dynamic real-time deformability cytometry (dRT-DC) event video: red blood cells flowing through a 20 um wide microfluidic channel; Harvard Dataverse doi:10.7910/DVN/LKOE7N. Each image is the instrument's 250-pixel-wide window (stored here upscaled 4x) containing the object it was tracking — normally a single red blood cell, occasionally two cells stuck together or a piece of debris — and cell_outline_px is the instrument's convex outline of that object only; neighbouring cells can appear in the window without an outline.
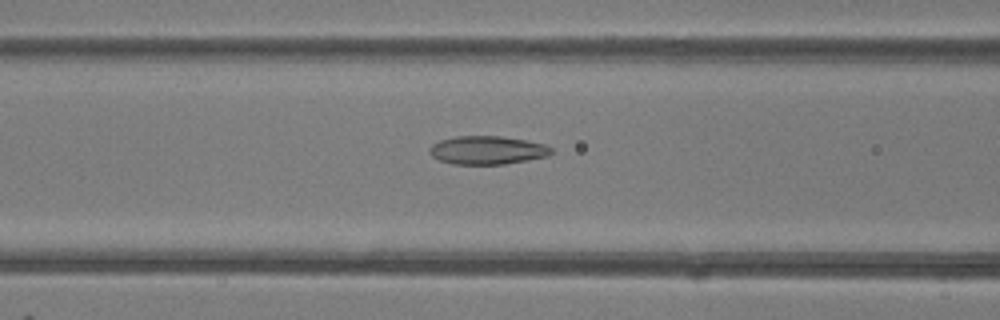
{"species": "common noctule bat (a hibernating species)", "species_latin": "Nyctalus noctula", "temperature_condition": "room temperature", "stored_images_in_passage": 45, "camera_frame_rate_fps": 3000, "um_per_image_px": 0.085, "animal": {"sex": "female"}, "frame": {"image": 1, "passage_image": 20, "time_ms": 6.333, "image_size_px": [1000, 320], "cell_outline_px": [[552, 152], [548, 156], [528, 160], [504, 164], [452, 164], [440, 160], [432, 156], [428, 152], [428, 148], [432, 144], [440, 140], [456, 136], [500, 136], [524, 140], [544, 144], [552, 148]], "centroid_in_image_um": [41.39, 12.76], "position_along_channel_um": 125.2, "area_um2": 20.11}}
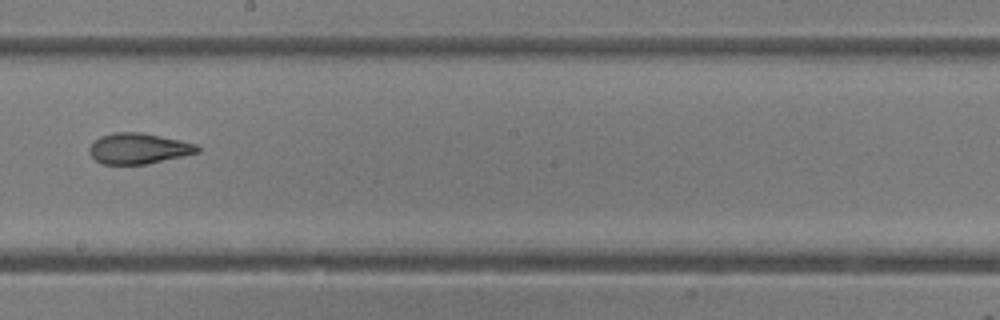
{"frame": {"image": 2, "passage_image": 28, "time_ms": 9.0, "image_size_px": [1000, 320], "cell_outline_px": [[200, 152], [184, 156], [148, 164], [100, 164], [88, 152], [88, 148], [100, 136], [116, 132], [140, 132], [180, 140], [196, 144], [200, 148]], "centroid_in_image_um": [11.78, 12.63], "position_along_channel_um": 236.4, "area_um2": 19.36}}
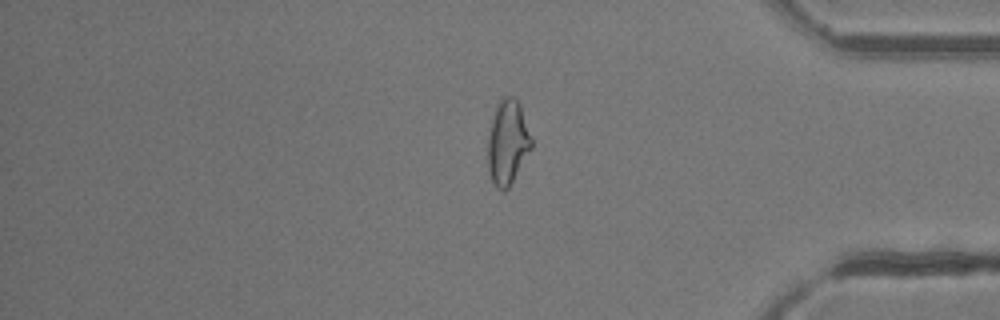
{"frame": {"image": 3, "passage_image": 41, "time_ms": 13.333, "image_size_px": [1000, 320], "cell_outline_px": [[532, 148], [508, 188], [504, 192], [496, 188], [488, 172], [488, 136], [496, 104], [504, 96], [512, 96], [520, 104], [532, 140]], "centroid_in_image_um": [43.14, 12.11], "position_along_channel_um": 392.1, "area_um2": 21.39}}